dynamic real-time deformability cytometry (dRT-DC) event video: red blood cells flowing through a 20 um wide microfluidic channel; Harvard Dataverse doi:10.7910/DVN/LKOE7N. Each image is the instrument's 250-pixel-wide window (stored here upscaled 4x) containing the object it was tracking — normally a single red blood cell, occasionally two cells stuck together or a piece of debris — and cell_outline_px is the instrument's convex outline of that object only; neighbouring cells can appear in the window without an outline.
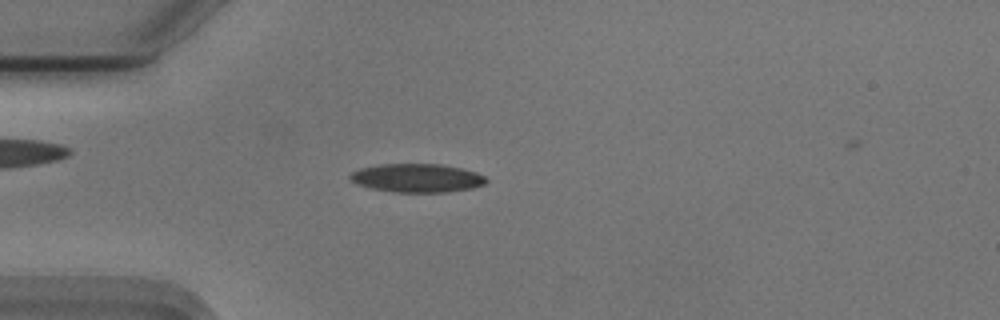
{"species": "Egyptian fruit bat (a non-hibernating species)", "species_latin": "Rousettus aegyptiacus", "temperature_condition": "cold", "stored_images_in_passage": 43, "camera_frame_rate_fps": 3000, "um_per_image_px": 0.085, "animal": {"sex": "male"}, "frame": {"image": 1, "passage_image": 3, "time_ms": 0.667, "image_size_px": [1000, 320], "cell_outline_px": [[488, 180], [484, 184], [472, 188], [448, 192], [396, 192], [372, 188], [356, 184], [348, 176], [352, 172], [360, 168], [380, 164], [440, 164], [460, 168], [476, 172], [484, 176]], "centroid_in_image_um": [35.44, 15.13], "position_along_channel_um": 49.6, "area_um2": 22.54}}
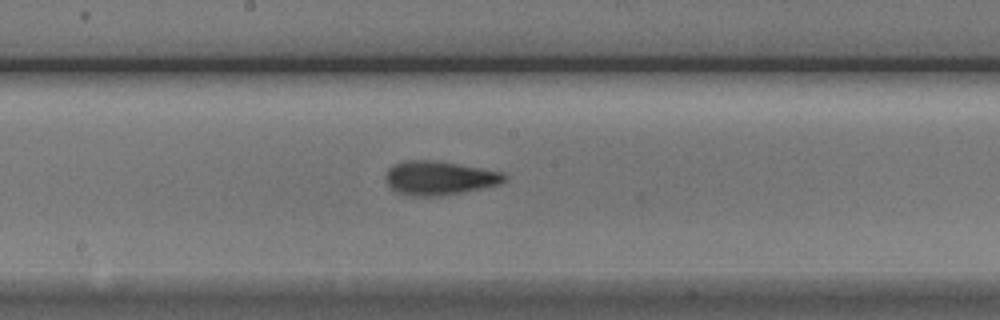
{"frame": {"image": 2, "passage_image": 17, "time_ms": 5.333, "image_size_px": [1000, 320], "cell_outline_px": [[508, 176], [500, 184], [440, 196], [412, 196], [396, 192], [388, 184], [384, 176], [388, 168], [392, 164], [404, 160], [436, 160], [480, 168], [500, 172]], "centroid_in_image_um": [37.27, 15.12], "position_along_channel_um": 210.9, "area_um2": 23.35}}
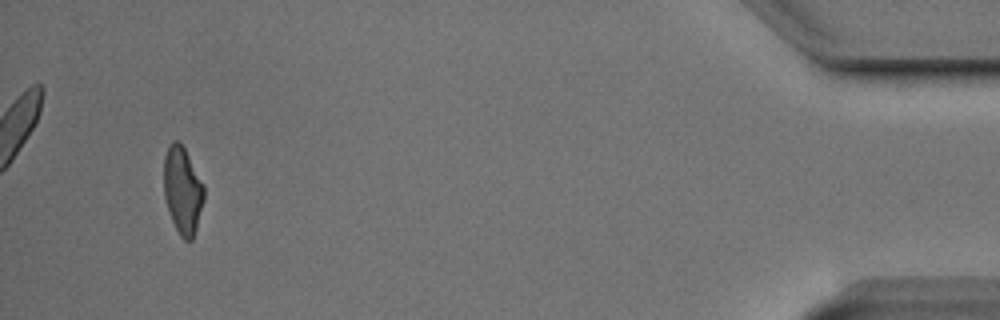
{"frame": {"image": 3, "passage_image": 40, "time_ms": 13.0, "image_size_px": [1000, 320], "cell_outline_px": [[204, 200], [196, 228], [192, 240], [184, 240], [180, 236], [172, 220], [164, 196], [164, 156], [168, 144], [172, 140], [180, 140], [204, 184]], "centroid_in_image_um": [15.52, 16.13], "position_along_channel_um": 419.7, "area_um2": 20.46}, "authors_computed_cell_mechanics": {"area_um2": 21.9062, "velocity_mm_per_s": 3.7378, "shape_relaxation_time_tau1_ms": 4.2087, "shape_relaxation_time_tau2_ms": 2.0893, "deformation_change_tau1": 0.1568, "deformation_change_tau2": 0.0861}}